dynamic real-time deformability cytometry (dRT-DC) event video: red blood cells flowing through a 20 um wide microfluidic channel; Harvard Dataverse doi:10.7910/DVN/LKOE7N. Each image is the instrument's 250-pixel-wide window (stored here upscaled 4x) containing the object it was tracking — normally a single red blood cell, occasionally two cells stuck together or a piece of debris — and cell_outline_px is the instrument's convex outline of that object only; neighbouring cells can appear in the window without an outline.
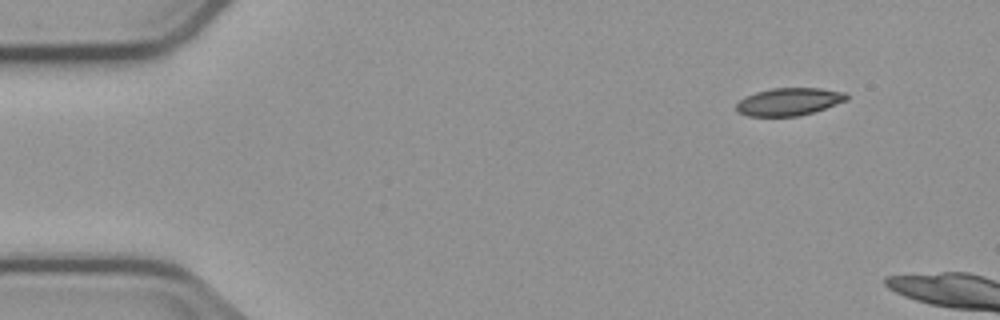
{"species": "common noctule bat (a hibernating species)", "species_latin": "Nyctalus noctula", "temperature_condition": "cold", "stored_images_in_passage": 2, "segment_of_instrument_passage": [2, 2], "camera_frame_rate_fps": 3000, "um_per_image_px": 0.085, "animal": {"sex": "male", "body_mass_g": 23.1, "forearm_length_mm": 52.7}, "frame": {"image": 1, "passage_image": 2, "time_ms": 4.667, "image_size_px": [1000, 320], "cell_outline_px": [[848, 100], [800, 116], [748, 116], [736, 112], [736, 104], [744, 96], [756, 92], [772, 88], [820, 88], [844, 92], [848, 96]], "centroid_in_image_um": [67.03, 8.64], "position_along_channel_um": 18.0, "area_um2": 17.74}}